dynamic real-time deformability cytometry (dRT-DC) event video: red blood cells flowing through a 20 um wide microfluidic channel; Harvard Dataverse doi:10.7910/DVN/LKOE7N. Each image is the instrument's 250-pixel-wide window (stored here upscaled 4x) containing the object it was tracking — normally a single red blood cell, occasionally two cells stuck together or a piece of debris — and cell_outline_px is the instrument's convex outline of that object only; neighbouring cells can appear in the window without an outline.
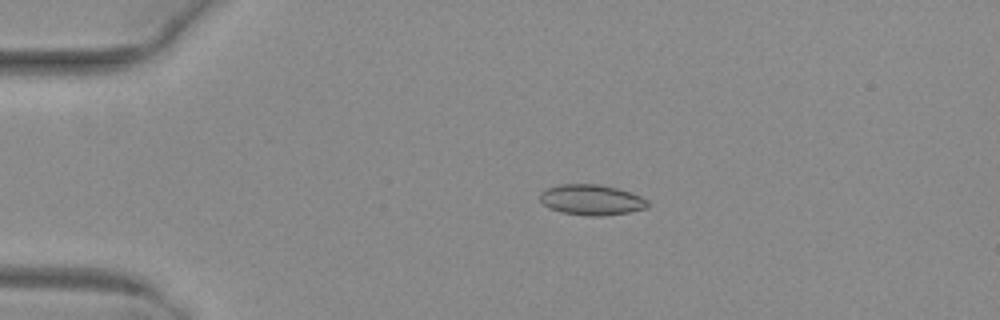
{"species": "common noctule bat (a hibernating species)", "species_latin": "Nyctalus noctula", "temperature_condition": "warm", "stored_images_in_passage": 51, "camera_frame_rate_fps": 3000, "um_per_image_px": 0.085, "animal": {"sex": "female", "body_mass_g": 29.2, "forearm_length_mm": 56.3}, "frame": {"image": 1, "passage_image": 11, "time_ms": 3.333, "image_size_px": [1000, 320], "cell_outline_px": [[648, 208], [628, 212], [600, 216], [588, 216], [560, 212], [548, 208], [540, 200], [540, 192], [548, 188], [560, 184], [600, 184], [616, 188], [640, 196], [648, 200]], "centroid_in_image_um": [50.26, 16.99], "position_along_channel_um": 34.7, "area_um2": 19.13}}
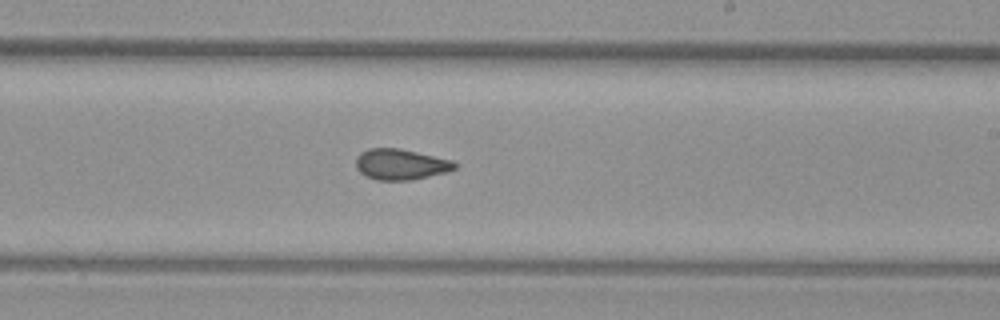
{"frame": {"image": 2, "passage_image": 31, "time_ms": 10.0, "image_size_px": [1000, 320], "cell_outline_px": [[456, 168], [444, 172], [412, 180], [376, 180], [364, 176], [356, 168], [356, 156], [360, 152], [368, 148], [400, 148], [452, 160], [456, 164]], "centroid_in_image_um": [34.0, 13.96], "position_along_channel_um": 255.0, "area_um2": 17.74}}
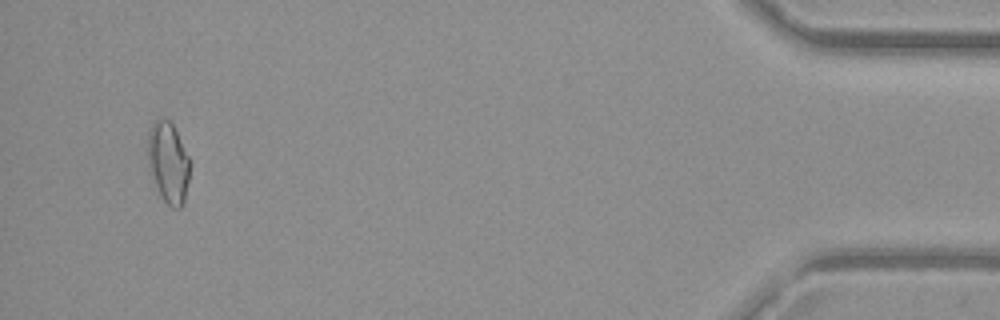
{"frame": {"image": 3, "passage_image": 49, "time_ms": 16.0, "image_size_px": [1000, 320], "cell_outline_px": [[188, 180], [184, 204], [180, 208], [172, 208], [164, 200], [156, 188], [148, 172], [148, 128], [156, 120], [168, 120], [172, 124], [188, 156]], "centroid_in_image_um": [14.26, 13.85], "position_along_channel_um": 420.9, "area_um2": 19.65}, "authors_computed_cell_mechanics": {"area_um2": 18.207, "velocity_mm_per_s": 4.0503, "shape_relaxation_time_tau1_ms": null, "shape_relaxation_time_tau2_ms": 1.8425, "deformation_change_tau1": null, "deformation_change_tau2": 0.0699}}